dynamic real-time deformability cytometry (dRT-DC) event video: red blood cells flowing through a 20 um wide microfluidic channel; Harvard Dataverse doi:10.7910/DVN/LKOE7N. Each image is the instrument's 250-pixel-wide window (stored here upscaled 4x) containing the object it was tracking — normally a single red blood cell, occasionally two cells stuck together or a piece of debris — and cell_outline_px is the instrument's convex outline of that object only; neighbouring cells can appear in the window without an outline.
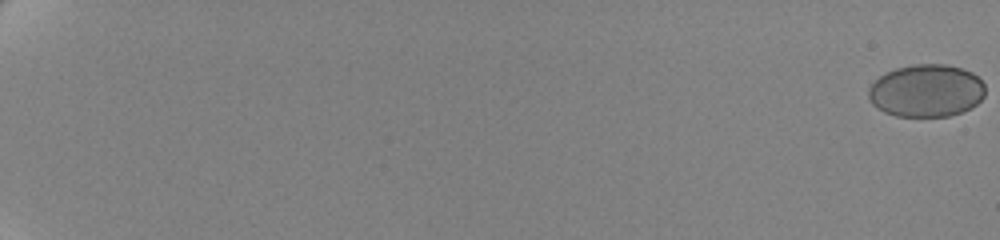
{"species": "human", "species_latin": "Homo sapiens", "temperature_condition": "cold", "stored_images_in_passage": 63, "camera_frame_rate_fps": 3000, "um_per_image_px": 0.085, "donor": {"sex": "female"}, "frame": {"image": 1, "passage_image": 1, "time_ms": 0.0, "image_size_px": [1000, 240], "cell_outline_px": [[984, 96], [972, 108], [948, 116], [896, 116], [884, 112], [872, 104], [868, 96], [868, 88], [880, 76], [896, 68], [916, 64], [944, 64], [960, 68], [972, 72], [984, 84]], "centroid_in_image_um": [78.73, 7.71], "position_along_channel_um": 6.3, "area_um2": 35.6}}
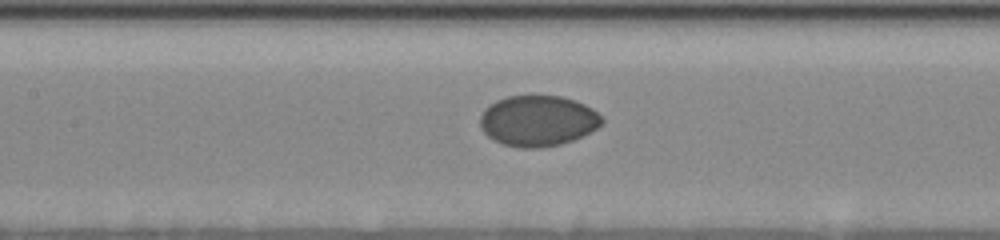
{"frame": {"image": 2, "passage_image": 35, "time_ms": 11.333, "image_size_px": [1000, 240], "cell_outline_px": [[604, 120], [596, 128], [572, 140], [560, 144], [544, 148], [516, 148], [492, 140], [480, 128], [480, 116], [484, 108], [496, 100], [508, 96], [560, 96], [576, 100], [592, 108]], "centroid_in_image_um": [45.67, 10.27], "position_along_channel_um": 161.7, "area_um2": 36.07}}
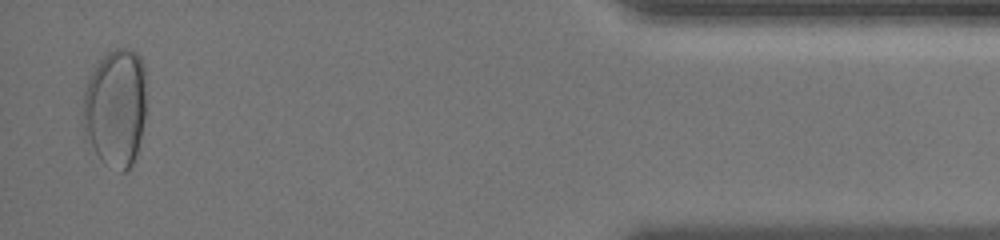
{"frame": {"image": 3, "passage_image": 62, "time_ms": 20.333, "image_size_px": [1000, 240], "cell_outline_px": [[144, 120], [136, 152], [132, 164], [124, 172], [120, 172], [104, 164], [100, 160], [84, 128], [80, 108], [84, 88], [96, 64], [108, 52], [116, 48], [128, 48], [140, 56], [144, 64]], "centroid_in_image_um": [9.79, 9.13], "position_along_channel_um": 425.4, "area_um2": 43.52}, "authors_computed_cell_mechanics": {"area_um2": 36.2406, "velocity_mm_per_s": 3.4968, "shape_relaxation_time_tau1_ms": 6.0108, "shape_relaxation_time_tau2_ms": null, "deformation_change_tau1": 0.0931, "deformation_change_tau2": null}}